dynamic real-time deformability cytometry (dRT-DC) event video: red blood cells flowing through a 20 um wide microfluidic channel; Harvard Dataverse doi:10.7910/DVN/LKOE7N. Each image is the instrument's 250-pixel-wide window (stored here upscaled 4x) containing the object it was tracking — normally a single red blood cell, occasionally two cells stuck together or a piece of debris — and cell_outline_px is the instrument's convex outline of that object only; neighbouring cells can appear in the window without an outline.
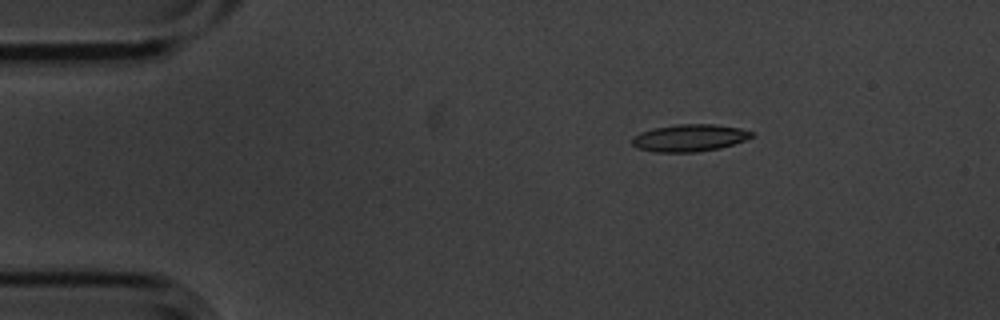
{"species": "common noctule bat (a hibernating species)", "species_latin": "Nyctalus noctula", "temperature_condition": "cold", "stored_images_in_passage": 4, "camera_frame_rate_fps": 3000, "um_per_image_px": 0.085, "animal": {"sex": "male", "body_mass_g": 20.1, "forearm_length_mm": 53.5}, "frame": {"image": 1, "passage_image": 3, "time_ms": 0.667, "image_size_px": [1000, 320], "cell_outline_px": [[752, 136], [744, 140], [720, 148], [696, 152], [656, 152], [636, 148], [632, 144], [632, 136], [640, 132], [652, 128], [676, 124], [712, 124], [740, 128], [752, 132]], "centroid_in_image_um": [58.54, 11.72], "position_along_channel_um": 26.5, "area_um2": 18.9}}